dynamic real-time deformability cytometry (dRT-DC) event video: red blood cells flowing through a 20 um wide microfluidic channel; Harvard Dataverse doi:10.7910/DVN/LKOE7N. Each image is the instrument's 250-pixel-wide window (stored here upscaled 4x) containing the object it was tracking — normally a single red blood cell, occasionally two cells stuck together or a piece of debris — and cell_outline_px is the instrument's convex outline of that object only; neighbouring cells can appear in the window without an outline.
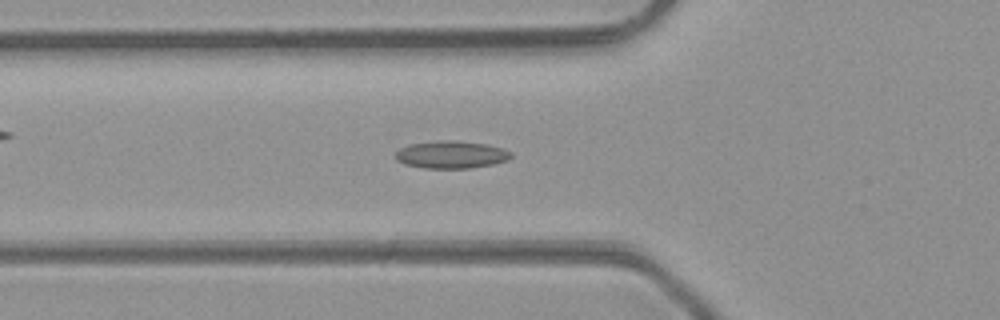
{"species": "common noctule bat (a hibernating species)", "species_latin": "Nyctalus noctula", "temperature_condition": "room temperature", "stored_images_in_passage": 48, "camera_frame_rate_fps": 3000, "um_per_image_px": 0.085, "animal": {"sex": "male", "body_mass_g": 23.1, "forearm_length_mm": 52.7}, "frame": {"image": 1, "passage_image": 17, "time_ms": 5.333, "image_size_px": [1000, 320], "cell_outline_px": [[512, 156], [508, 160], [492, 164], [468, 168], [424, 168], [404, 164], [396, 160], [396, 152], [400, 148], [408, 144], [440, 140], [456, 140], [488, 144], [504, 148], [512, 152]], "centroid_in_image_um": [38.36, 13.13], "position_along_channel_um": 87.4, "area_um2": 18.67}}
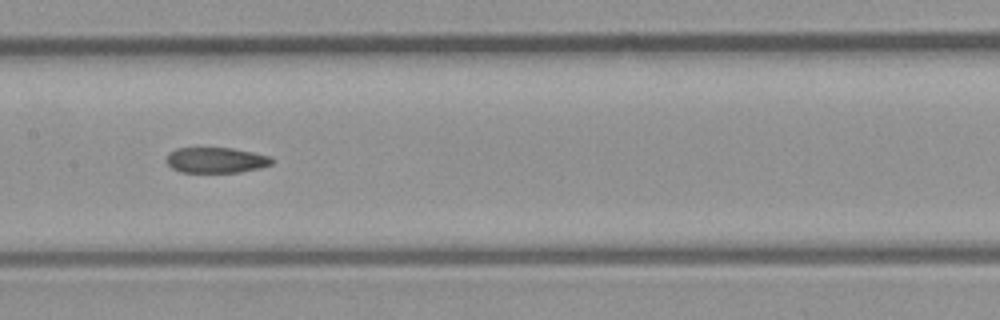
{"frame": {"image": 2, "passage_image": 24, "time_ms": 7.667, "image_size_px": [1000, 320], "cell_outline_px": [[272, 164], [260, 168], [240, 172], [180, 172], [172, 168], [164, 160], [168, 152], [176, 148], [232, 148], [272, 156]], "centroid_in_image_um": [18.33, 13.61], "position_along_channel_um": 189.1, "area_um2": 15.84}}
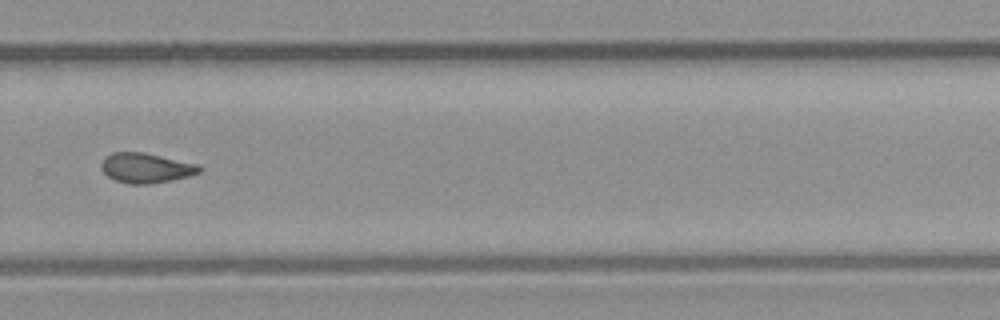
{"frame": {"image": 3, "passage_image": 33, "time_ms": 10.667, "image_size_px": [1000, 320], "cell_outline_px": [[204, 168], [200, 172], [188, 176], [172, 180], [148, 184], [128, 184], [116, 180], [108, 176], [100, 168], [100, 164], [104, 156], [112, 152], [144, 152], [196, 164]], "centroid_in_image_um": [12.37, 14.27], "position_along_channel_um": 317.4, "area_um2": 17.11}, "authors_computed_cell_mechanics": {"area_um2": 17.0799, "velocity_mm_per_s": 4.2983, "shape_relaxation_time_tau1_ms": null, "shape_relaxation_time_tau2_ms": 2.9264, "deformation_change_tau1": null, "deformation_change_tau2": 0.0979}}